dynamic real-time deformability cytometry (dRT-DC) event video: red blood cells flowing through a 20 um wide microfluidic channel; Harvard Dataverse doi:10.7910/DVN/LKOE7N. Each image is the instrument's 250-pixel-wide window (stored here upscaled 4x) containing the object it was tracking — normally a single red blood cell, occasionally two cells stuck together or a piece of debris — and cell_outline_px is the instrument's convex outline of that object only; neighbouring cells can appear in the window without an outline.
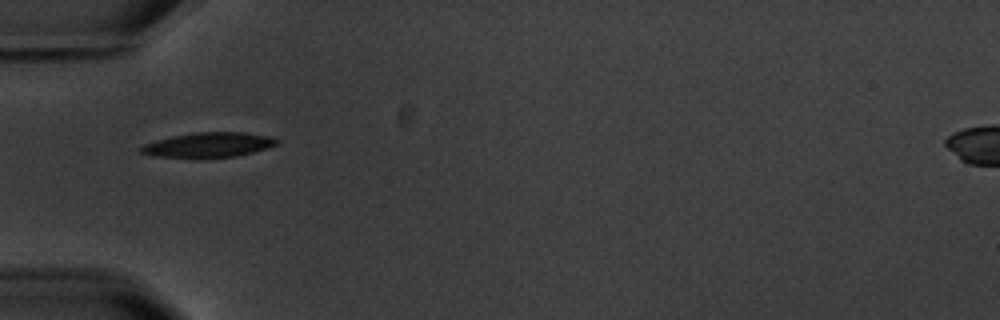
{"species": "common noctule bat (a hibernating species)", "species_latin": "Nyctalus noctula", "temperature_condition": "warm", "stored_images_in_passage": 4, "camera_frame_rate_fps": 3000, "um_per_image_px": 0.085, "animal": {"sex": "male", "body_mass_g": 20.1, "forearm_length_mm": 53.5}, "frame": {"image": 1, "passage_image": 1, "time_ms": 0.0, "image_size_px": [1000, 320], "cell_outline_px": [[280, 140], [276, 144], [268, 148], [236, 156], [200, 160], [152, 156], [140, 152], [136, 148], [144, 144], [156, 140], [172, 136], [192, 132], [244, 132], [272, 136]], "centroid_in_image_um": [17.67, 12.34], "position_along_channel_um": 67.3, "area_um2": 20.52}}
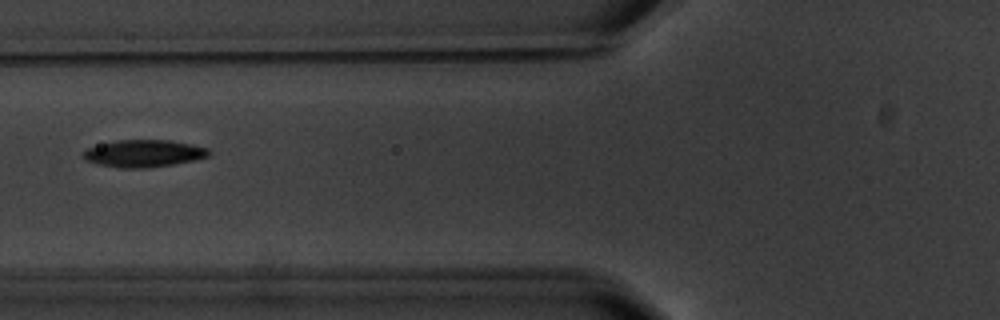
{"frame": {"image": 2, "passage_image": 2, "time_ms": 1.333, "image_size_px": [1000, 320], "cell_outline_px": [[212, 152], [208, 156], [192, 160], [172, 164], [144, 168], [120, 168], [100, 164], [84, 160], [84, 152], [88, 148], [116, 140], [172, 140], [208, 148]], "centroid_in_image_um": [12.23, 13.03], "position_along_channel_um": 113.6, "area_um2": 19.65}}
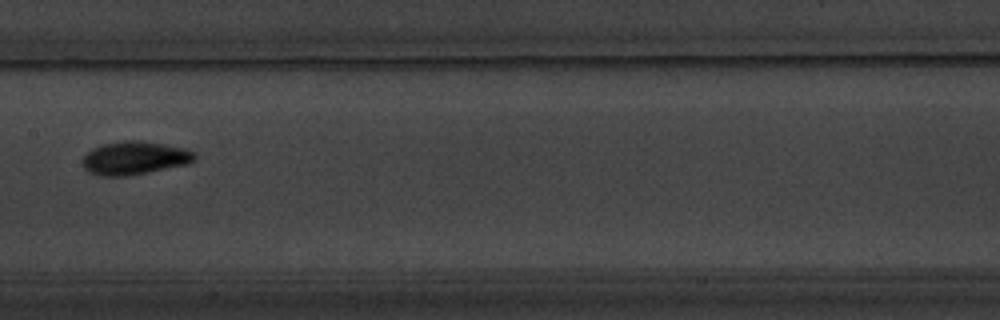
{"frame": {"image": 3, "passage_image": 4, "time_ms": 3.667, "image_size_px": [1000, 320], "cell_outline_px": [[196, 160], [188, 164], [128, 176], [100, 176], [88, 172], [84, 168], [80, 160], [92, 148], [104, 144], [124, 140], [140, 140], [164, 144], [184, 148], [196, 152]], "centroid_in_image_um": [11.44, 13.43], "position_along_channel_um": 196.0, "area_um2": 21.96}}